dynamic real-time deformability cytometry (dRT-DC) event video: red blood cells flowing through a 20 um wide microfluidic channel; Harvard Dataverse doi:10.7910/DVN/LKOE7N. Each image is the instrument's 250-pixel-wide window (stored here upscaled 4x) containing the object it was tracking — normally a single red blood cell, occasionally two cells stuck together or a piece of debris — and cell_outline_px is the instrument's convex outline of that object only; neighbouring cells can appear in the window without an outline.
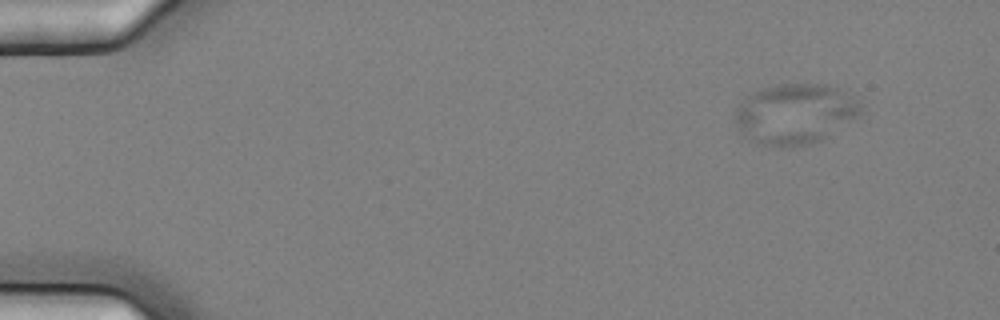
{"species": "common noctule bat (a hibernating species)", "species_latin": "Nyctalus noctula", "temperature_condition": "cold", "stored_images_in_passage": 6, "camera_frame_rate_fps": 3000, "um_per_image_px": 0.085, "animal": {"sex": "female", "body_mass_g": 25.1}, "frame": {"image": 1, "passage_image": 6, "time_ms": 1.667, "image_size_px": [1000, 320], "cell_outline_px": [[860, 112], [856, 116], [820, 140], [808, 144], [792, 148], [780, 148], [756, 144], [748, 140], [744, 136], [736, 124], [736, 108], [752, 92], [776, 84], [828, 84], [840, 88], [852, 96], [860, 104]], "centroid_in_image_um": [67.53, 9.69], "position_along_channel_um": 17.5, "area_um2": 44.04}}